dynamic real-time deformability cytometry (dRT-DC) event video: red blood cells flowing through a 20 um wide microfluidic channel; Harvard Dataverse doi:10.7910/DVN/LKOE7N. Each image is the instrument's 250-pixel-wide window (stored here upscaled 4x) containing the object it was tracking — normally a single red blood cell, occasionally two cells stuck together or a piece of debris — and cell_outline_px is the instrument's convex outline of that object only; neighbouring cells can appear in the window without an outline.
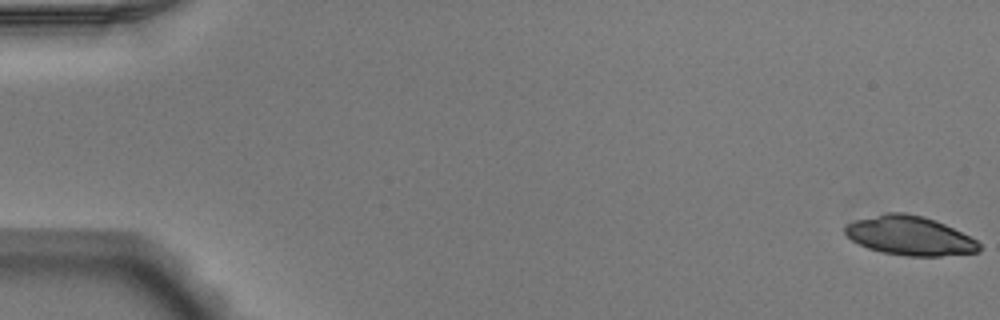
{"species": "Egyptian fruit bat (a non-hibernating species)", "species_latin": "Rousettus aegyptiacus", "temperature_condition": "warm", "stored_images_in_passage": 52, "camera_frame_rate_fps": 3000, "um_per_image_px": 0.085, "animal": {"sex": "male"}, "frame": {"image": 1, "passage_image": 1, "time_ms": 0.0, "image_size_px": [1000, 320], "cell_outline_px": [[980, 252], [940, 256], [908, 256], [880, 252], [868, 248], [852, 240], [844, 232], [844, 228], [848, 224], [856, 220], [888, 212], [904, 212], [924, 216], [936, 220], [976, 240], [980, 244]], "centroid_in_image_um": [77.33, 20.04], "position_along_channel_um": 7.7, "area_um2": 30.4}}